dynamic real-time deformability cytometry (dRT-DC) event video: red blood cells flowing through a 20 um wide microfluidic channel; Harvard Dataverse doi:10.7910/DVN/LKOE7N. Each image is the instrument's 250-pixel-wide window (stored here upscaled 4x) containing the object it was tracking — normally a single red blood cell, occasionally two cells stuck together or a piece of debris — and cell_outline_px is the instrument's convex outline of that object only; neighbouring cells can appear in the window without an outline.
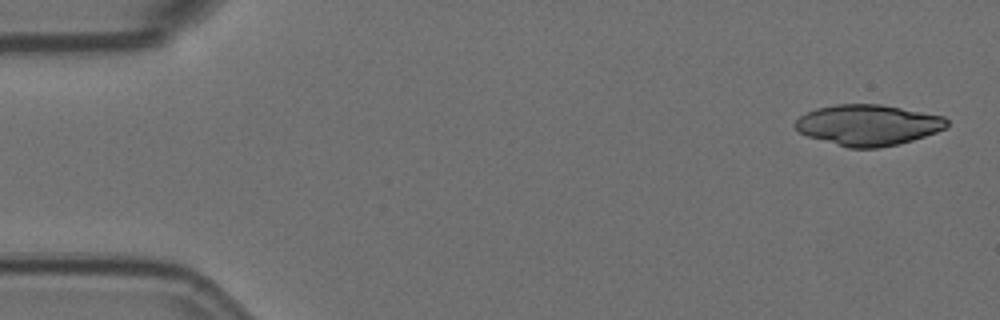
{"species": "Egyptian fruit bat (a non-hibernating species)", "species_latin": "Rousettus aegyptiacus", "temperature_condition": "room temperature", "stored_images_in_passage": 5, "camera_frame_rate_fps": 3000, "um_per_image_px": 0.085, "animal": {"sex": "female"}, "frame": {"image": 1, "passage_image": 1, "time_ms": 0.0, "image_size_px": [1000, 320], "cell_outline_px": [[948, 124], [944, 128], [936, 132], [912, 140], [896, 144], [876, 148], [848, 148], [808, 136], [800, 132], [796, 128], [796, 120], [800, 116], [816, 108], [836, 104], [880, 104], [944, 116], [948, 120]], "centroid_in_image_um": [73.78, 10.62], "position_along_channel_um": 11.2, "area_um2": 35.72}}